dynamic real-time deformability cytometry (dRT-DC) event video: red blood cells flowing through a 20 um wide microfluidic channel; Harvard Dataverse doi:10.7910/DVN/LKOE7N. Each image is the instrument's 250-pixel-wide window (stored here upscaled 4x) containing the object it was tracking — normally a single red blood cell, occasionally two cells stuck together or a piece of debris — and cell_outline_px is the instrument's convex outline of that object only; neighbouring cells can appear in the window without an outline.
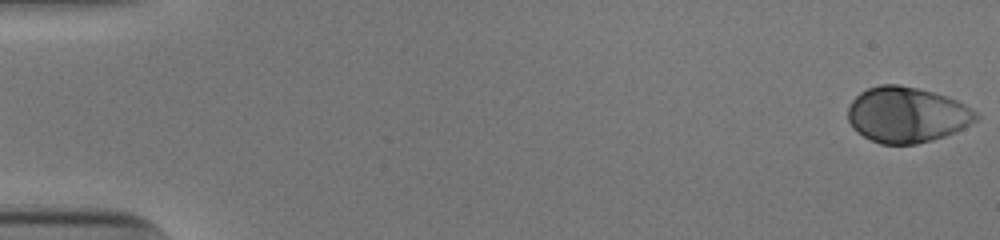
{"species": "human", "species_latin": "Homo sapiens", "temperature_condition": "cold", "stored_images_in_passage": 53, "camera_frame_rate_fps": 3000, "um_per_image_px": 0.085, "donor": {"sex": "male"}, "frame": {"image": 1, "passage_image": 1, "time_ms": 0.0, "image_size_px": [1000, 240], "cell_outline_px": [[980, 116], [976, 120], [964, 128], [956, 132], [932, 140], [916, 144], [880, 144], [856, 132], [852, 128], [848, 120], [848, 108], [852, 100], [860, 92], [868, 88], [880, 84], [896, 84], [916, 88], [948, 96], [964, 104], [976, 112]], "centroid_in_image_um": [77.07, 9.76], "position_along_channel_um": 7.9, "area_um2": 41.56}}
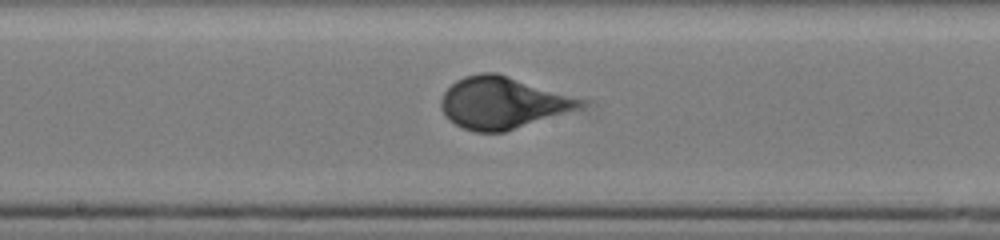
{"frame": {"image": 2, "passage_image": 29, "time_ms": 9.333, "image_size_px": [1000, 240], "cell_outline_px": [[580, 108], [504, 132], [476, 132], [464, 128], [456, 124], [440, 108], [440, 100], [444, 92], [456, 80], [464, 76], [480, 72], [496, 72], [580, 100]], "centroid_in_image_um": [42.6, 8.74], "position_along_channel_um": 205.6, "area_um2": 40.75}}
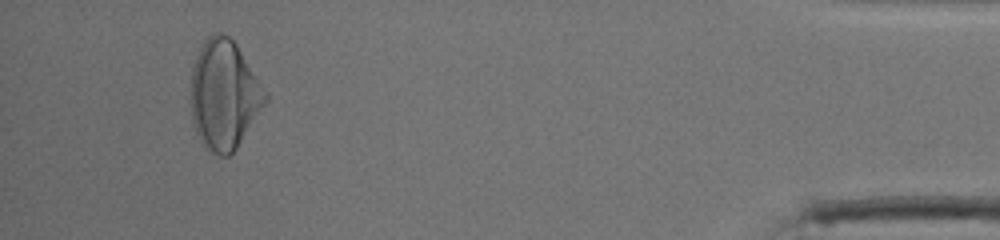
{"frame": {"image": 3, "passage_image": 50, "time_ms": 16.333, "image_size_px": [1000, 240], "cell_outline_px": [[268, 100], [236, 148], [228, 156], [220, 156], [208, 152], [204, 148], [192, 124], [192, 68], [196, 56], [204, 40], [208, 36], [216, 32], [220, 32], [228, 36], [236, 44], [268, 92]], "centroid_in_image_um": [19.06, 8.07], "position_along_channel_um": 416.1, "area_um2": 47.4}, "authors_computed_cell_mechanics": {"area_um2": 41.327, "velocity_mm_per_s": 3.8995, "shape_relaxation_time_tau1_ms": 3.4311, "shape_relaxation_time_tau2_ms": null, "deformation_change_tau1": 0.198, "deformation_change_tau2": null}}